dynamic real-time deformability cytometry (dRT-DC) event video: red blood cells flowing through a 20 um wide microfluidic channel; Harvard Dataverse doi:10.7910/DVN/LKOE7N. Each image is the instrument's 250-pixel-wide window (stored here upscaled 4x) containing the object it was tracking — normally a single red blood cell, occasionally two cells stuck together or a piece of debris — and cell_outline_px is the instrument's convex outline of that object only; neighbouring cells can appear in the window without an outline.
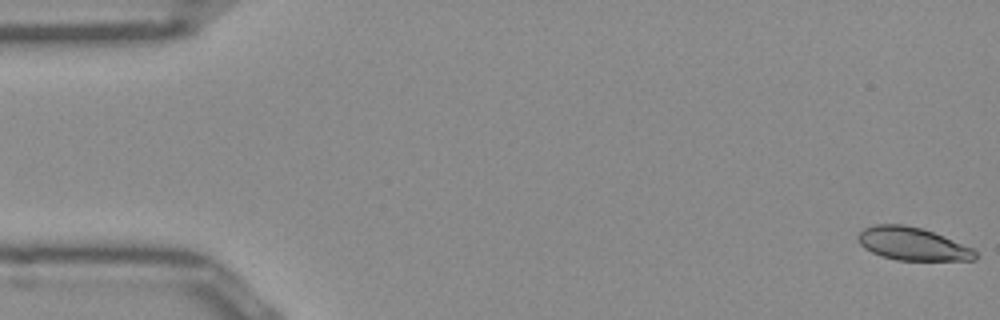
{"species": "Egyptian fruit bat (a non-hibernating species)", "species_latin": "Rousettus aegyptiacus", "temperature_condition": "room temperature", "stored_images_in_passage": 51, "camera_frame_rate_fps": 3000, "um_per_image_px": 0.085, "frame": {"image": 1, "passage_image": 1, "time_ms": 0.0, "image_size_px": [1000, 320], "cell_outline_px": [[980, 256], [976, 260], [896, 260], [872, 252], [864, 248], [860, 244], [856, 236], [864, 228], [876, 224], [904, 224], [920, 228], [944, 236], [972, 248]], "centroid_in_image_um": [77.57, 20.73], "position_along_channel_um": 7.4, "area_um2": 22.43}}
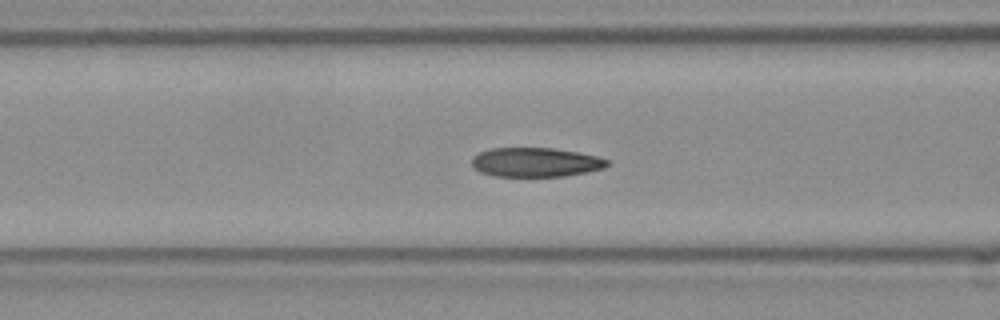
{"frame": {"image": 2, "passage_image": 20, "time_ms": 6.333, "image_size_px": [1000, 320], "cell_outline_px": [[612, 164], [604, 168], [588, 172], [564, 176], [496, 176], [480, 172], [472, 164], [472, 156], [480, 152], [492, 148], [552, 148], [576, 152], [596, 156], [608, 160]], "centroid_in_image_um": [45.55, 13.79], "position_along_channel_um": 121.0, "area_um2": 23.0}}
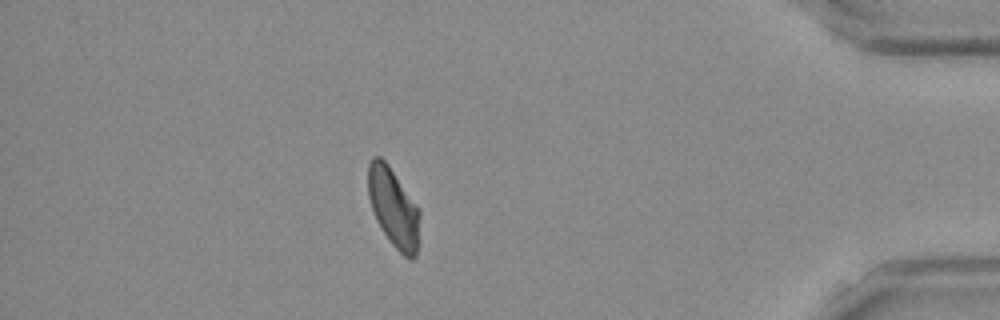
{"frame": {"image": 3, "passage_image": 45, "time_ms": 14.667, "image_size_px": [1000, 320], "cell_outline_px": [[420, 216], [416, 256], [412, 260], [404, 256], [392, 244], [376, 220], [368, 196], [368, 164], [372, 156], [380, 156], [388, 164], [416, 204], [420, 212]], "centroid_in_image_um": [33.44, 17.63], "position_along_channel_um": 401.8, "area_um2": 23.58}, "authors_computed_cell_mechanics": {"area_um2": 23.8136, "velocity_mm_per_s": 3.924, "shape_relaxation_time_tau1_ms": 4.0599, "shape_relaxation_time_tau2_ms": 1.5776, "deformation_change_tau1": 0.1371, "deformation_change_tau2": 0.0663}}